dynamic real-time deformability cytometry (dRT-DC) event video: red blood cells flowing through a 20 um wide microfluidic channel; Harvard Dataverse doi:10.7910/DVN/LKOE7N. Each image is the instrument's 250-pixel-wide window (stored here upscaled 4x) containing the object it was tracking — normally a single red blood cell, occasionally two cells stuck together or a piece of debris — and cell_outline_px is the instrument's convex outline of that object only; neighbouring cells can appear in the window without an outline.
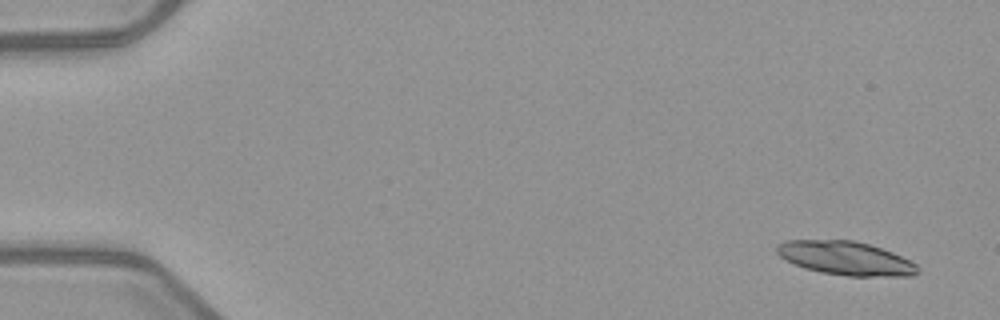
{"species": "common noctule bat (a hibernating species)", "species_latin": "Nyctalus noctula", "temperature_condition": "warm", "stored_images_in_passage": 5, "camera_frame_rate_fps": 3000, "um_per_image_px": 0.085, "animal": {"sex": "female", "body_mass_g": 21.9}, "frame": {"image": 1, "passage_image": 1, "time_ms": 0.0, "image_size_px": [1000, 320], "cell_outline_px": [[920, 272], [912, 276], [848, 276], [820, 272], [804, 268], [780, 256], [776, 252], [776, 244], [784, 240], [856, 240], [892, 252], [916, 264], [920, 268]], "centroid_in_image_um": [71.88, 21.95], "position_along_channel_um": 13.1, "area_um2": 27.63}}
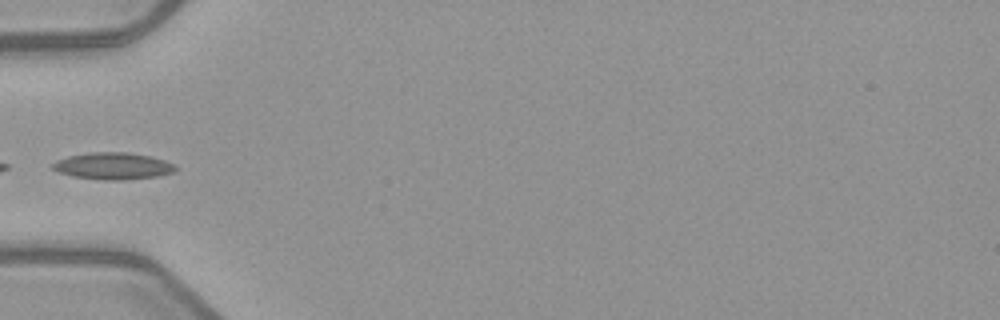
{"frame": {"image": 2, "passage_image": 5, "time_ms": 5.333, "image_size_px": [1000, 320], "cell_outline_px": [[180, 168], [176, 172], [160, 176], [124, 180], [104, 180], [72, 176], [56, 172], [52, 168], [52, 164], [56, 160], [68, 156], [88, 152], [128, 152], [152, 156], [164, 160]], "centroid_in_image_um": [9.63, 14.11], "position_along_channel_um": 75.4, "area_um2": 19.59}}